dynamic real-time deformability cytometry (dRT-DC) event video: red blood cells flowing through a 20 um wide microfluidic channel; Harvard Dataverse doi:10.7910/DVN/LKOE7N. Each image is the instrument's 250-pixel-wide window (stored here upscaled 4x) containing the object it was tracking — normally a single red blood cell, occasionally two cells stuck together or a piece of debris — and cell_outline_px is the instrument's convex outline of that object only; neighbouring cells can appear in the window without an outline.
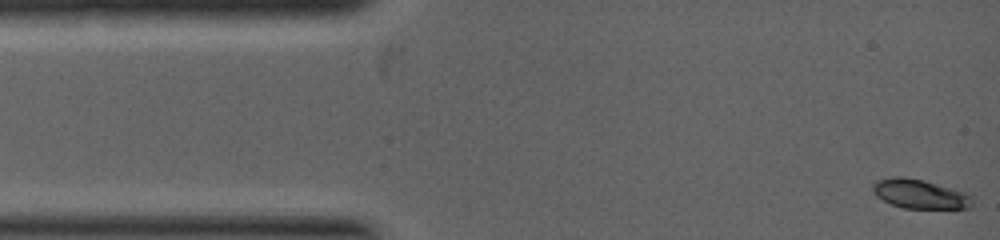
{"species": "common noctule bat (a hibernating species)", "species_latin": "Nyctalus noctula", "temperature_condition": "warm", "stored_images_in_passage": 24, "camera_frame_rate_fps": 5000, "um_per_image_px": 0.085, "animal": {"sex": "female", "body_mass_g": 19.0, "forearm_length_mm": 53.3}, "frame": {"image": 1, "passage_image": 1, "time_ms": 0.0, "image_size_px": [1000, 240], "cell_outline_px": [[972, 204], [968, 208], [904, 208], [892, 204], [876, 196], [872, 192], [872, 184], [880, 180], [896, 176], [900, 176], [924, 180], [964, 192], [972, 200]], "centroid_in_image_um": [78.14, 16.48], "position_along_channel_um": 6.9, "area_um2": 16.59}}
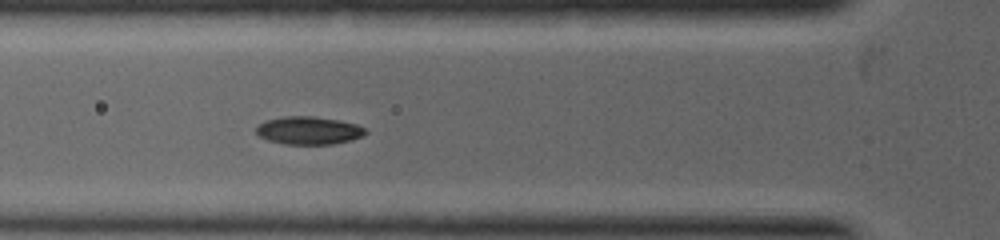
{"frame": {"image": 2, "passage_image": 9, "time_ms": 2.4, "image_size_px": [1000, 240], "cell_outline_px": [[368, 132], [364, 136], [352, 140], [332, 144], [284, 144], [268, 140], [260, 136], [256, 132], [256, 128], [264, 120], [284, 116], [312, 116], [340, 120], [356, 124], [364, 128]], "centroid_in_image_um": [26.26, 11.09], "position_along_channel_um": 99.5, "area_um2": 17.86}}
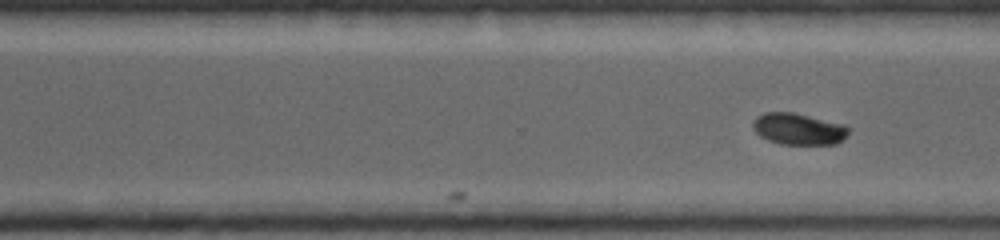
{"frame": {"image": 3, "passage_image": 24, "time_ms": 5.2, "image_size_px": [1000, 240], "cell_outline_px": [[848, 132], [844, 140], [836, 144], [780, 144], [768, 140], [760, 136], [756, 132], [752, 124], [756, 116], [764, 112], [792, 112], [844, 124], [848, 128]], "centroid_in_image_um": [67.87, 10.96], "position_along_channel_um": 302.7, "area_um2": 17.57}}